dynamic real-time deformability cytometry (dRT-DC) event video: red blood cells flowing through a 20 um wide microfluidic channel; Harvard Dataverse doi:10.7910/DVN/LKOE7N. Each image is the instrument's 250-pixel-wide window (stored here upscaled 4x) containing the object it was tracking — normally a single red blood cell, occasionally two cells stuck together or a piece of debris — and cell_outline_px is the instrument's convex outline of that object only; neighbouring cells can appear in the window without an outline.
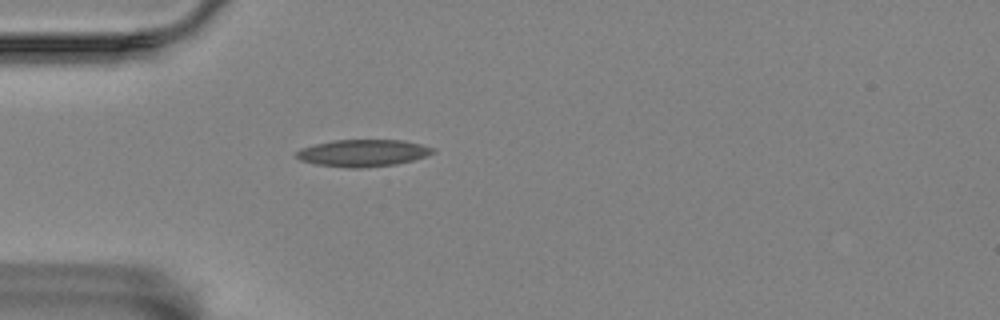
{"species": "Egyptian fruit bat (a non-hibernating species)", "species_latin": "Rousettus aegyptiacus", "temperature_condition": "room temperature", "stored_images_in_passage": 42, "camera_frame_rate_fps": 3000, "um_per_image_px": 0.085, "animal": {"sex": "female"}, "frame": {"image": 1, "passage_image": 1, "time_ms": 0.0, "image_size_px": [1000, 320], "cell_outline_px": [[436, 152], [412, 160], [396, 164], [360, 168], [348, 168], [316, 164], [300, 160], [296, 156], [296, 152], [300, 148], [332, 140], [404, 140], [436, 148]], "centroid_in_image_um": [30.85, 13.0], "position_along_channel_um": 54.1, "area_um2": 21.44}}
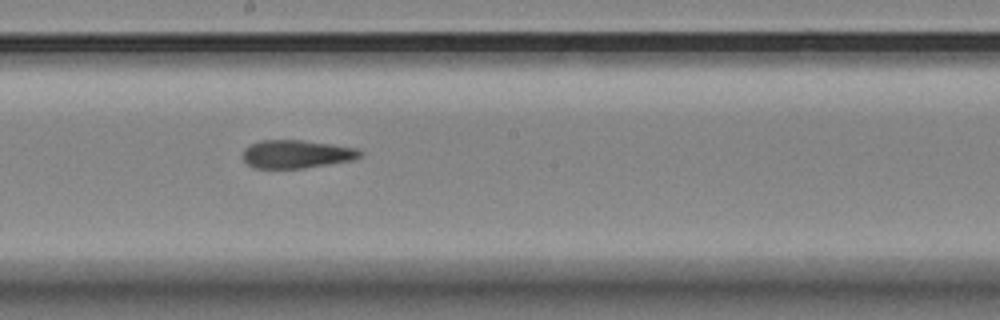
{"frame": {"image": 2, "passage_image": 16, "time_ms": 5.0, "image_size_px": [1000, 320], "cell_outline_px": [[364, 156], [352, 160], [304, 168], [252, 168], [244, 164], [244, 148], [260, 140], [304, 140], [356, 148], [364, 152]], "centroid_in_image_um": [25.21, 13.1], "position_along_channel_um": 223.0, "area_um2": 19.36}}
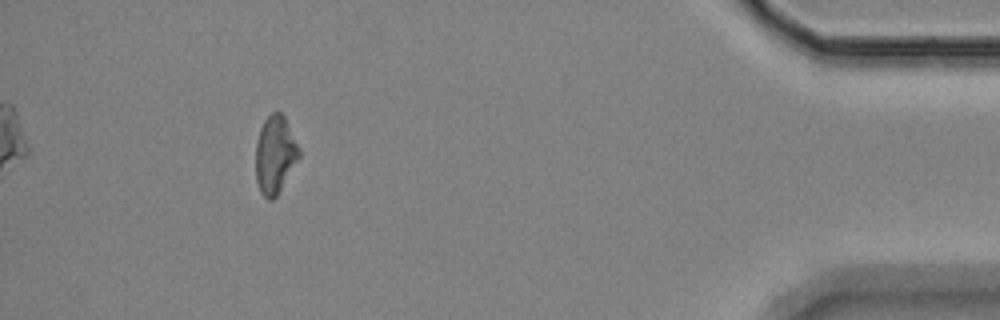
{"frame": {"image": 3, "passage_image": 37, "time_ms": 12.0, "image_size_px": [1000, 320], "cell_outline_px": [[300, 156], [276, 196], [272, 200], [268, 200], [260, 192], [256, 180], [256, 144], [260, 128], [264, 120], [272, 112], [280, 112], [284, 116], [300, 148]], "centroid_in_image_um": [23.37, 13.14], "position_along_channel_um": 411.8, "area_um2": 19.48}, "authors_computed_cell_mechanics": {"area_um2": 19.9988, "velocity_mm_per_s": 3.5029, "shape_relaxation_time_tau1_ms": null, "shape_relaxation_time_tau2_ms": 3.0655, "deformation_change_tau1": null, "deformation_change_tau2": 0.1266}}